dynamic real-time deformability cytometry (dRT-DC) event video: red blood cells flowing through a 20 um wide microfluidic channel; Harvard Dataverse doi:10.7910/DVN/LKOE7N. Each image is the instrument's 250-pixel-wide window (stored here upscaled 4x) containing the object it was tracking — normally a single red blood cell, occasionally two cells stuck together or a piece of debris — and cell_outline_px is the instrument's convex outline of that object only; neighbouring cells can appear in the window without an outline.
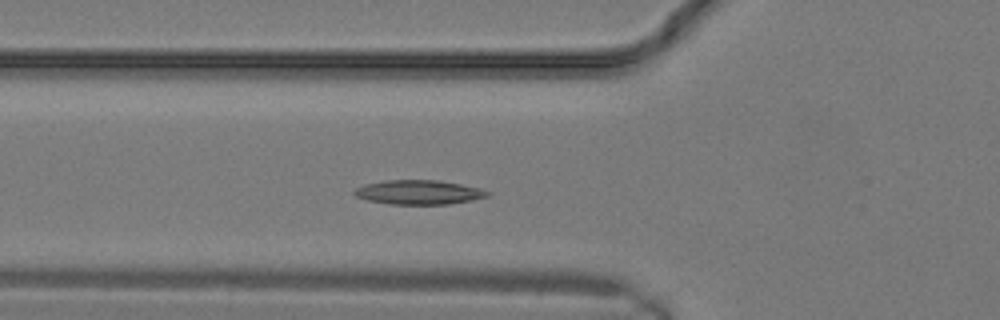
{"species": "common noctule bat (a hibernating species)", "species_latin": "Nyctalus noctula", "temperature_condition": "warm", "stored_images_in_passage": 12, "camera_frame_rate_fps": 3000, "um_per_image_px": 0.085, "animal": {"sex": "male", "body_mass_g": 19.2, "forearm_length_mm": 51.8}, "frame": {"image": 1, "passage_image": 7, "time_ms": 2.0, "image_size_px": [1000, 320], "cell_outline_px": [[492, 192], [488, 196], [472, 200], [448, 204], [392, 204], [368, 200], [356, 196], [352, 192], [356, 188], [368, 184], [384, 180], [440, 180], [480, 188]], "centroid_in_image_um": [35.63, 16.34], "position_along_channel_um": 90.2, "area_um2": 18.73}}
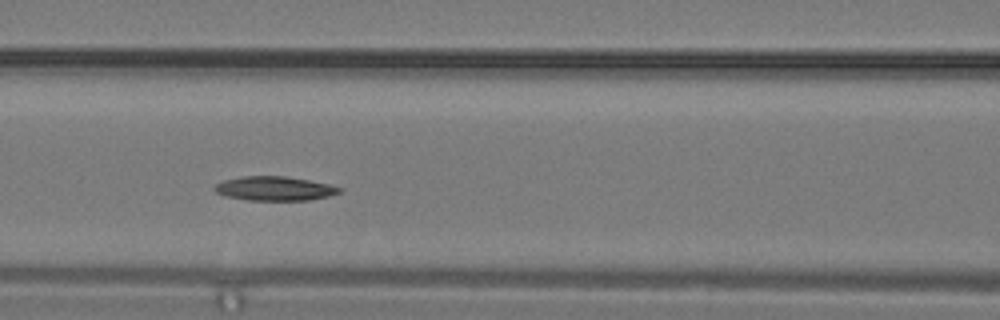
{"frame": {"image": 2, "passage_image": 9, "time_ms": 2.667, "image_size_px": [1000, 320], "cell_outline_px": [[344, 188], [340, 192], [328, 196], [308, 200], [248, 200], [228, 196], [216, 192], [212, 188], [216, 184], [224, 180], [244, 176], [288, 176], [328, 184]], "centroid_in_image_um": [23.35, 16.02], "position_along_channel_um": 143.3, "area_um2": 17.46}}
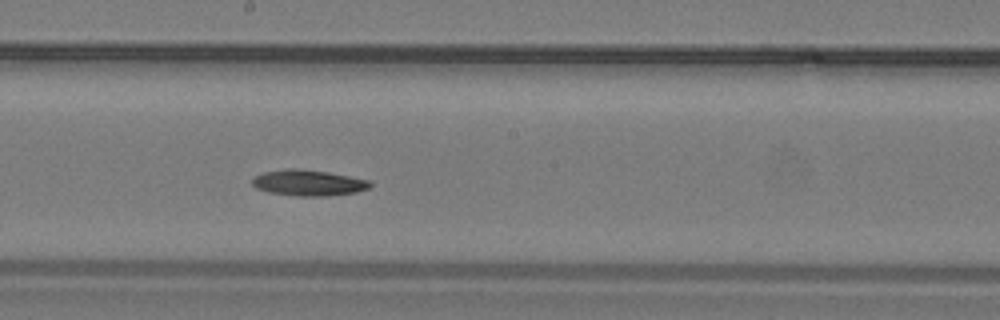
{"frame": {"image": 3, "passage_image": 12, "time_ms": 3.667, "image_size_px": [1000, 320], "cell_outline_px": [[372, 184], [368, 188], [356, 192], [328, 196], [296, 196], [268, 192], [256, 188], [252, 184], [252, 176], [264, 172], [284, 168], [296, 168], [328, 172], [372, 180]], "centroid_in_image_um": [26.2, 15.53], "position_along_channel_um": 222.0, "area_um2": 18.03}}